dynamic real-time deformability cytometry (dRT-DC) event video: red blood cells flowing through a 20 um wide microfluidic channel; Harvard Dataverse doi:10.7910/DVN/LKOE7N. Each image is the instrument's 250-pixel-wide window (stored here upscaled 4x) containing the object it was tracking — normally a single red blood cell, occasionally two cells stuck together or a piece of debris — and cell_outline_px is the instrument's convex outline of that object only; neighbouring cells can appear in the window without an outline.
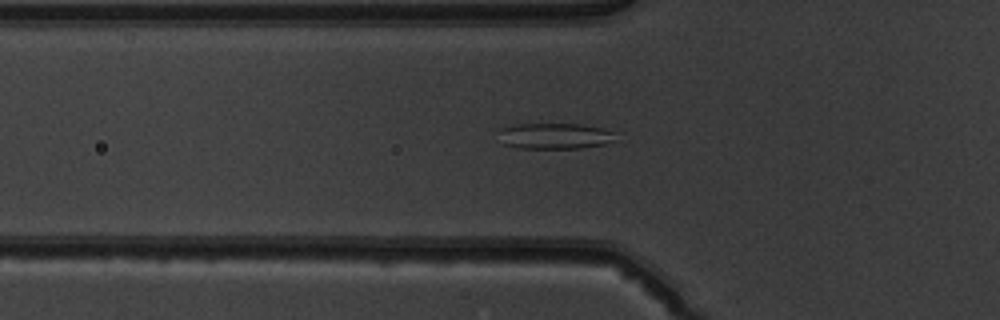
{"species": "common noctule bat (a hibernating species)", "species_latin": "Nyctalus noctula", "temperature_condition": "warm", "stored_images_in_passage": 43, "segment_of_instrument_passage": [1, 2], "camera_frame_rate_fps": 3000, "um_per_image_px": 0.085, "animal": {"sex": "male", "body_mass_g": 19.5, "forearm_length_mm": 54.6}, "frame": {"image": 1, "passage_image": 15, "time_ms": 4.667, "image_size_px": [1000, 320], "cell_outline_px": [[616, 140], [604, 144], [580, 148], [520, 148], [504, 144], [500, 128], [516, 124], [580, 124], [600, 128], [616, 132]], "centroid_in_image_um": [47.22, 11.56], "position_along_channel_um": 78.6, "area_um2": 17.46}}
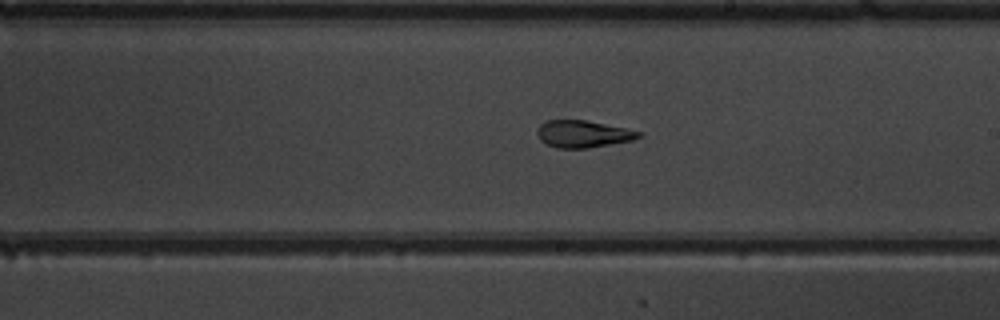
{"frame": {"image": 2, "passage_image": 27, "time_ms": 8.667, "image_size_px": [1000, 320], "cell_outline_px": [[644, 136], [632, 140], [588, 148], [556, 148], [544, 144], [540, 140], [536, 132], [540, 124], [548, 120], [584, 120], [624, 128], [640, 132]], "centroid_in_image_um": [49.51, 11.4], "position_along_channel_um": 239.5, "area_um2": 15.95}}
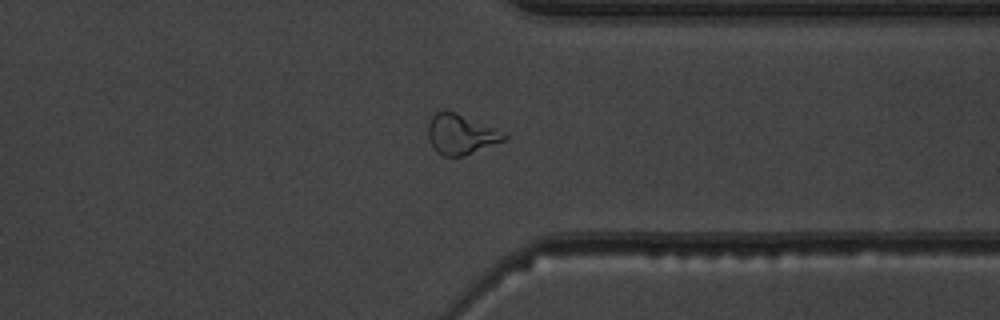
{"frame": {"image": 3, "passage_image": 37, "time_ms": 12.0, "image_size_px": [1000, 320], "cell_outline_px": [[508, 140], [464, 156], [444, 156], [436, 152], [428, 140], [428, 124], [432, 116], [436, 112], [456, 112], [492, 128], [508, 136]], "centroid_in_image_um": [39.15, 11.45], "position_along_channel_um": 372.2, "area_um2": 17.51}}